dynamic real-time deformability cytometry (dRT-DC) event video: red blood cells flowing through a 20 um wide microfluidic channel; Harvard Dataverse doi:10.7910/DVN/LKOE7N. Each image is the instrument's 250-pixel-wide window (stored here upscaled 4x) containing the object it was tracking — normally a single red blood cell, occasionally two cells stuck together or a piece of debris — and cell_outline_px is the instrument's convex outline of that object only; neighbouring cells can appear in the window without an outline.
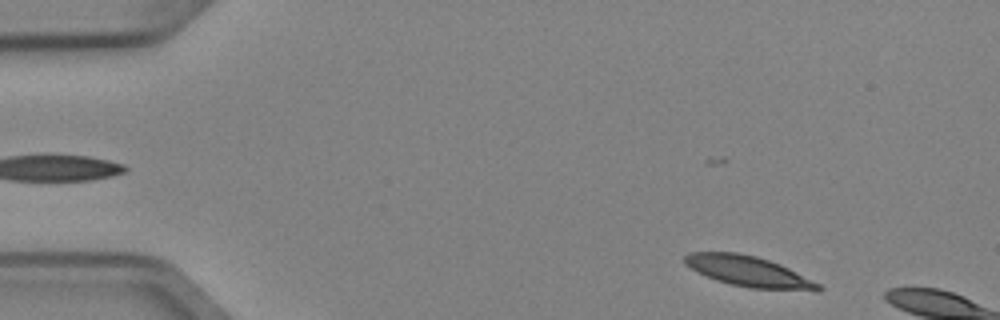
{"species": "Egyptian fruit bat (a non-hibernating species)", "species_latin": "Rousettus aegyptiacus", "temperature_condition": "cold", "stored_images_in_passage": 6, "camera_frame_rate_fps": 3000, "um_per_image_px": 0.085, "animal": {"sex": "female"}, "frame": {"image": 1, "passage_image": 2, "time_ms": 0.333, "image_size_px": [1000, 320], "cell_outline_px": [[824, 288], [820, 292], [816, 292], [748, 288], [716, 280], [696, 272], [684, 264], [684, 256], [688, 252], [736, 252], [756, 256], [780, 264], [820, 284]], "centroid_in_image_um": [63.65, 23.09], "position_along_channel_um": 21.3, "area_um2": 24.1}}